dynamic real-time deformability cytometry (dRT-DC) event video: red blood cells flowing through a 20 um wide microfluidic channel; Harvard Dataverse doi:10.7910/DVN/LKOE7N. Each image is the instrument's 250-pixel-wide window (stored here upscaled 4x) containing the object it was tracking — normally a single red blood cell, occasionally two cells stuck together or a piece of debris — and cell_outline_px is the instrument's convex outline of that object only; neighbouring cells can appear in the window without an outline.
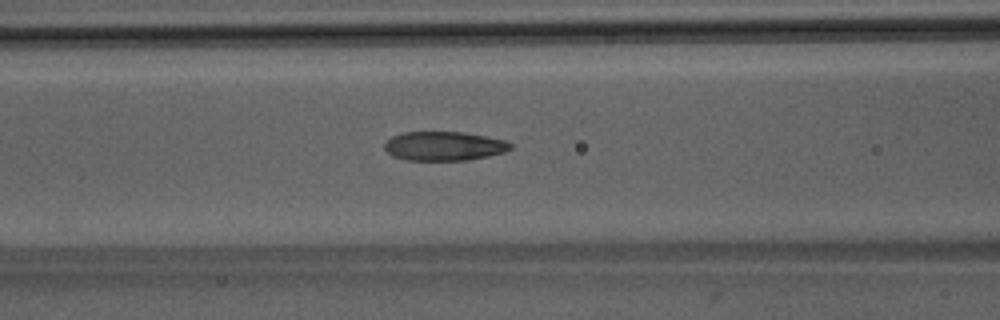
{"species": "Egyptian fruit bat (a non-hibernating species)", "species_latin": "Rousettus aegyptiacus", "temperature_condition": "room temperature", "stored_images_in_passage": 31, "camera_frame_rate_fps": 3000, "um_per_image_px": 0.085, "animal": {"sex": "male"}, "frame": {"image": 1, "passage_image": 18, "time_ms": 5.667, "image_size_px": [1000, 320], "cell_outline_px": [[512, 148], [504, 152], [488, 156], [468, 160], [404, 160], [392, 156], [384, 148], [384, 144], [392, 136], [404, 132], [464, 132], [504, 140], [512, 144]], "centroid_in_image_um": [37.73, 12.42], "position_along_channel_um": 128.9, "area_um2": 21.33}}